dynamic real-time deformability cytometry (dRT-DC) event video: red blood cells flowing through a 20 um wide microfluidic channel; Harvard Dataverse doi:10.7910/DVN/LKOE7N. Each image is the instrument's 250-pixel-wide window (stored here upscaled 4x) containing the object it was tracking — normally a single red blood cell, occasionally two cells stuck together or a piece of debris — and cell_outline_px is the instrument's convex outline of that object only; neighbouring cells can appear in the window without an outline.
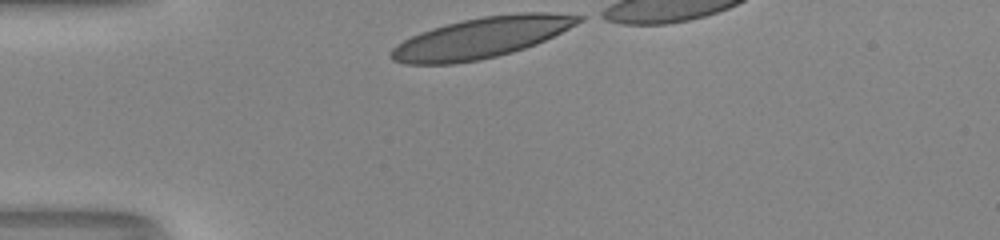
{"species": "human", "species_latin": "Homo sapiens", "temperature_condition": "room temperature", "stored_images_in_passage": 28, "camera_frame_rate_fps": 3000, "um_per_image_px": 0.085, "donor": {"sex": "male"}, "frame": {"image": 1, "passage_image": 1, "time_ms": 0.0, "image_size_px": [1000, 240], "cell_outline_px": [[584, 20], [536, 44], [512, 52], [480, 60], [452, 64], [404, 64], [392, 60], [388, 52], [396, 44], [420, 32], [432, 28], [464, 20], [484, 16], [520, 12], [548, 12], [584, 16]], "centroid_in_image_um": [40.88, 3.21], "position_along_channel_um": 44.1, "area_um2": 44.27}}
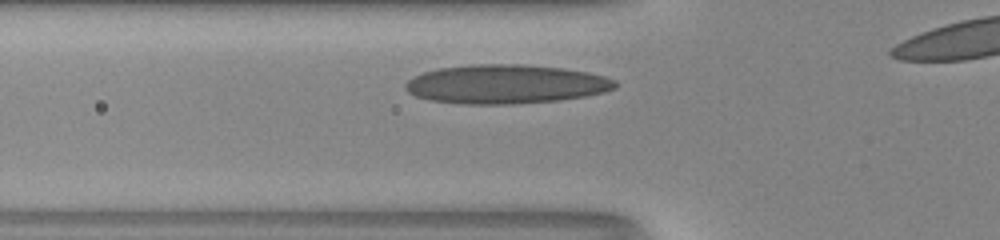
{"frame": {"image": 2, "passage_image": 6, "time_ms": 1.667, "image_size_px": [1000, 240], "cell_outline_px": [[616, 88], [604, 92], [584, 96], [560, 100], [512, 104], [464, 104], [432, 100], [416, 96], [408, 92], [404, 88], [404, 84], [412, 76], [424, 72], [440, 68], [468, 64], [524, 64], [564, 68], [588, 72], [604, 76], [616, 80]], "centroid_in_image_um": [42.99, 7.14], "position_along_channel_um": 82.8, "area_um2": 47.86}}
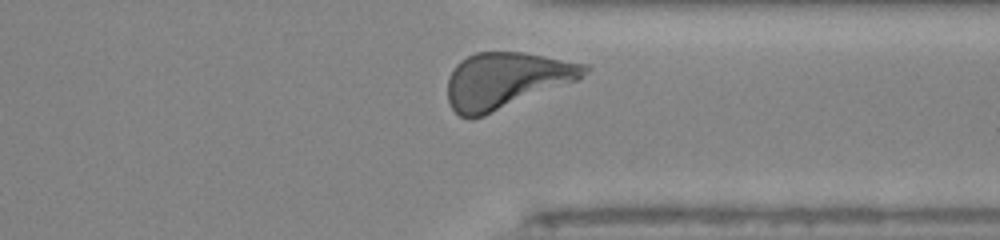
{"frame": {"image": 3, "passage_image": 27, "time_ms": 8.667, "image_size_px": [1000, 240], "cell_outline_px": [[592, 68], [580, 80], [484, 116], [472, 120], [468, 120], [460, 116], [448, 104], [448, 80], [452, 68], [460, 60], [476, 52], [524, 52], [588, 64]], "centroid_in_image_um": [43.04, 6.84], "position_along_channel_um": 368.4, "area_um2": 45.37}, "authors_computed_cell_mechanics": {"area_um2": 43.8124, "velocity_mm_per_s": 4.0799, "shape_relaxation_time_tau1_ms": 3.0435, "shape_relaxation_time_tau2_ms": 0.8919, "deformation_change_tau1": 0.1514, "deformation_change_tau2": 0.069}}